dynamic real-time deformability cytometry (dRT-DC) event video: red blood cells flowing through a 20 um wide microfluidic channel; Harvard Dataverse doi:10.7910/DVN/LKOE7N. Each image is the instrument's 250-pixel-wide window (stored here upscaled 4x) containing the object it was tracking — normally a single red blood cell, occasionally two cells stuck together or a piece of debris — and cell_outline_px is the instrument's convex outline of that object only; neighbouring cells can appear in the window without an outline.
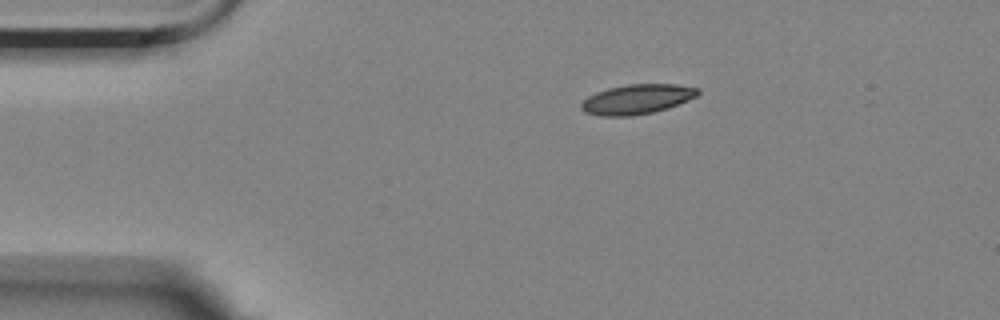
{"species": "Egyptian fruit bat (a non-hibernating species)", "species_latin": "Rousettus aegyptiacus", "temperature_condition": "room temperature", "stored_images_in_passage": 6, "camera_frame_rate_fps": 3000, "um_per_image_px": 0.085, "animal": {"sex": "female"}, "frame": {"image": 1, "passage_image": 1, "time_ms": 0.0, "image_size_px": [1000, 320], "cell_outline_px": [[700, 92], [696, 96], [688, 100], [668, 108], [652, 112], [632, 116], [600, 116], [584, 112], [580, 108], [580, 104], [588, 96], [596, 92], [608, 88], [628, 84], [676, 84], [700, 88]], "centroid_in_image_um": [54.13, 8.43], "position_along_channel_um": 30.9, "area_um2": 20.29}}
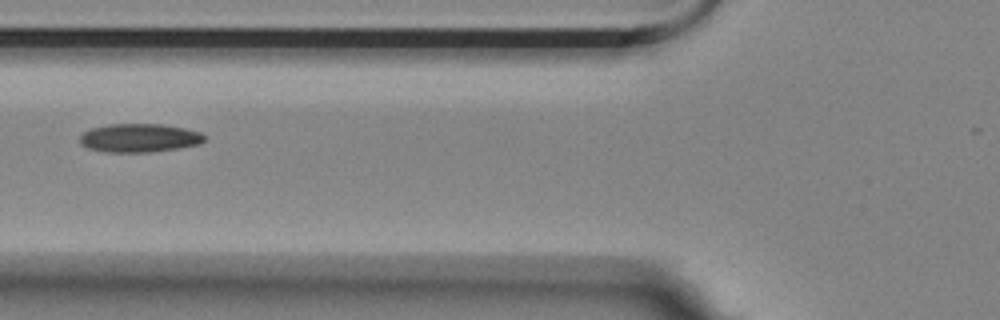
{"frame": {"image": 2, "passage_image": 4, "time_ms": 1.0, "image_size_px": [1000, 320], "cell_outline_px": [[204, 140], [200, 144], [180, 148], [152, 152], [104, 152], [88, 148], [80, 144], [80, 136], [84, 132], [92, 128], [108, 124], [160, 124], [184, 128], [200, 132], [204, 136]], "centroid_in_image_um": [11.83, 11.73], "position_along_channel_um": 114.0, "area_um2": 20.75}}
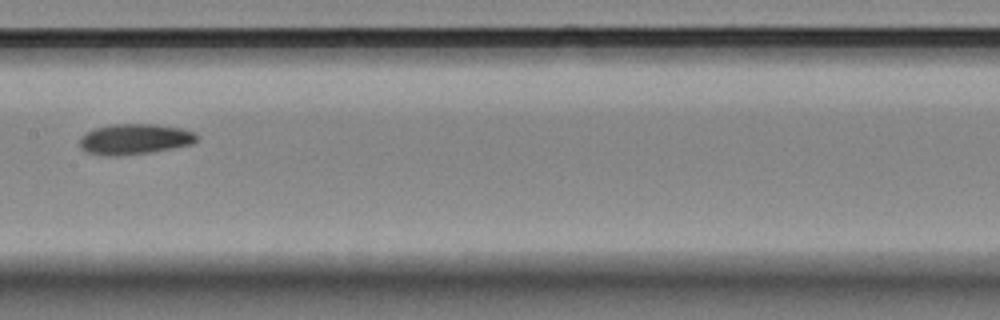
{"frame": {"image": 3, "passage_image": 6, "time_ms": 1.667, "image_size_px": [1000, 320], "cell_outline_px": [[200, 136], [192, 144], [152, 152], [120, 156], [100, 156], [84, 152], [80, 148], [80, 136], [96, 128], [112, 124], [156, 124], [180, 128], [196, 132]], "centroid_in_image_um": [11.43, 11.84], "position_along_channel_um": 196.0, "area_um2": 21.15}}